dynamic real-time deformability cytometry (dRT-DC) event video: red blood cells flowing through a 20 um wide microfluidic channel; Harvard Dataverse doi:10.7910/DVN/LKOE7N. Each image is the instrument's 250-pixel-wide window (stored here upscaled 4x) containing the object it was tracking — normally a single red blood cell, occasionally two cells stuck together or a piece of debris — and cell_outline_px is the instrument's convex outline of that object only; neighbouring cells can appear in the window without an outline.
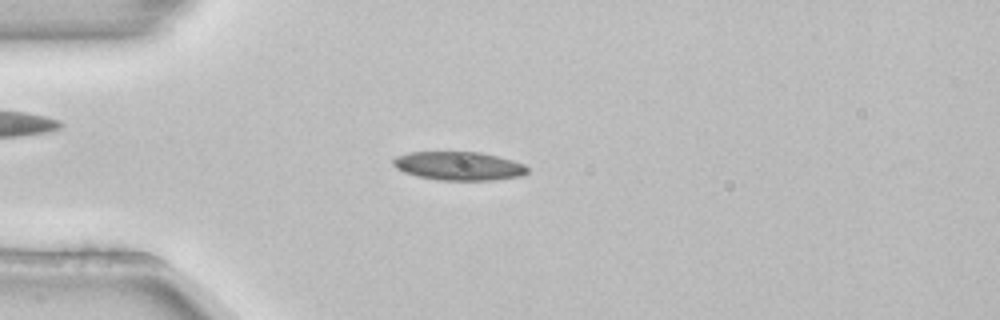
{"species": "common noctule bat (a hibernating species)", "species_latin": "Nyctalus noctula", "temperature_condition": "room temperature", "stored_images_in_passage": 4, "camera_frame_rate_fps": 3000, "um_per_image_px": 0.085, "animal": {"sex": "female", "body_mass_g": 22.7, "forearm_length_mm": 54.2}, "frame": {"image": 1, "passage_image": 4, "time_ms": 1.0, "image_size_px": [1000, 320], "cell_outline_px": [[528, 172], [524, 176], [492, 180], [436, 180], [416, 176], [404, 172], [396, 168], [392, 164], [392, 160], [396, 156], [408, 152], [480, 152], [512, 160], [524, 164], [528, 168]], "centroid_in_image_um": [38.98, 14.11], "position_along_channel_um": 46.0, "area_um2": 22.54}}